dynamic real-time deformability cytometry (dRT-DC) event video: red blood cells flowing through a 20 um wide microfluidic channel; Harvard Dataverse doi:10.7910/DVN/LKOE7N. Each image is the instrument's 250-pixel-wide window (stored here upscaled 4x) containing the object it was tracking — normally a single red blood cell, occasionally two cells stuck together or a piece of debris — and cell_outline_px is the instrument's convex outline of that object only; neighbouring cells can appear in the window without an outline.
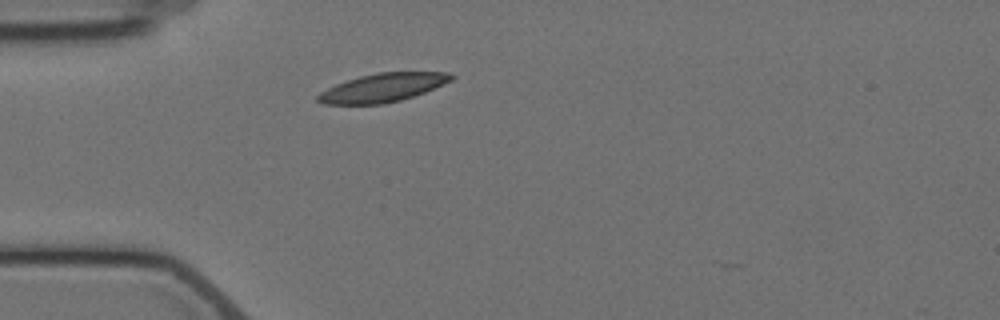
{"species": "Egyptian fruit bat (a non-hibernating species)", "species_latin": "Rousettus aegyptiacus", "temperature_condition": "cold", "stored_images_in_passage": 2, "camera_frame_rate_fps": 3000, "um_per_image_px": 0.085, "animal": {"sex": "female"}, "frame": {"image": 1, "passage_image": 1, "time_ms": 0.0, "image_size_px": [1000, 320], "cell_outline_px": [[456, 76], [452, 80], [444, 84], [424, 92], [400, 100], [384, 104], [324, 104], [316, 100], [316, 96], [320, 92], [336, 84], [360, 76], [380, 72], [448, 72]], "centroid_in_image_um": [32.54, 7.45], "position_along_channel_um": 52.5, "area_um2": 22.02}}